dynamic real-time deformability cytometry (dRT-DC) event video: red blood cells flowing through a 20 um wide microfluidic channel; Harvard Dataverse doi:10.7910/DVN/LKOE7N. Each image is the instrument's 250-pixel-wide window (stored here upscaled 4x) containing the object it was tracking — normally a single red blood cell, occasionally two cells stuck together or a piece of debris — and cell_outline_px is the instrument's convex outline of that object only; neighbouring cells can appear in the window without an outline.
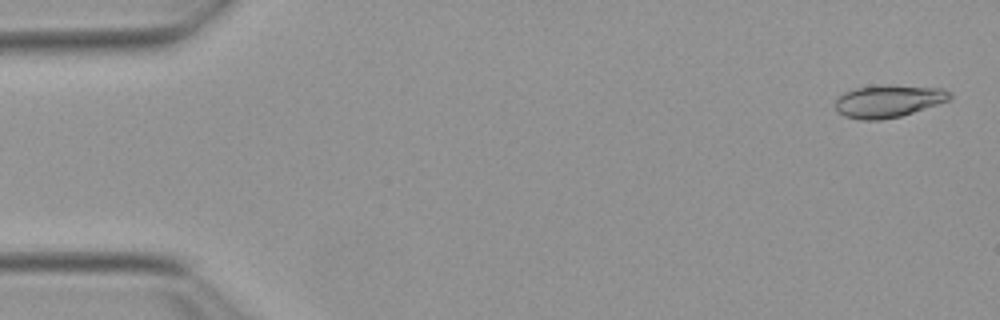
{"species": "Egyptian fruit bat (a non-hibernating species)", "species_latin": "Rousettus aegyptiacus", "temperature_condition": "warm", "stored_images_in_passage": 53, "camera_frame_rate_fps": 3000, "um_per_image_px": 0.085, "animal": {"sex": "female"}, "frame": {"image": 1, "passage_image": 2, "time_ms": 0.333, "image_size_px": [1000, 320], "cell_outline_px": [[952, 96], [948, 100], [900, 116], [880, 120], [860, 120], [844, 116], [836, 112], [836, 100], [844, 92], [856, 88], [880, 84], [888, 84], [944, 88], [952, 92]], "centroid_in_image_um": [75.5, 8.58], "position_along_channel_um": 9.5, "area_um2": 21.79}}
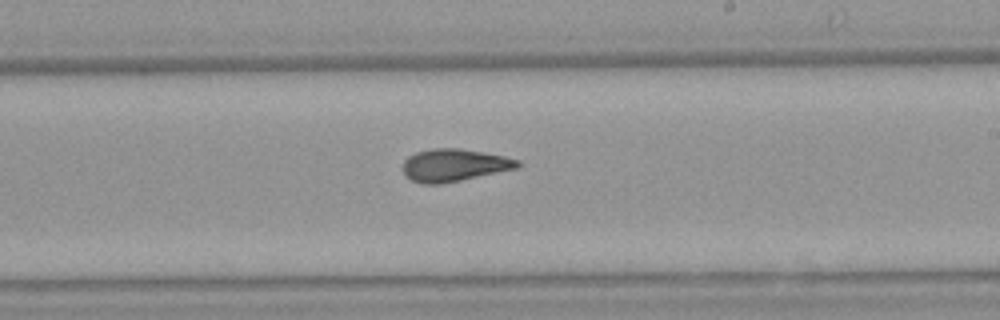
{"frame": {"image": 2, "passage_image": 31, "time_ms": 10.0, "image_size_px": [1000, 320], "cell_outline_px": [[524, 164], [520, 168], [440, 184], [424, 184], [412, 180], [404, 176], [400, 168], [404, 160], [408, 156], [416, 152], [432, 148], [460, 148], [484, 152], [504, 156], [520, 160]], "centroid_in_image_um": [38.6, 14.03], "position_along_channel_um": 250.4, "area_um2": 22.14}}
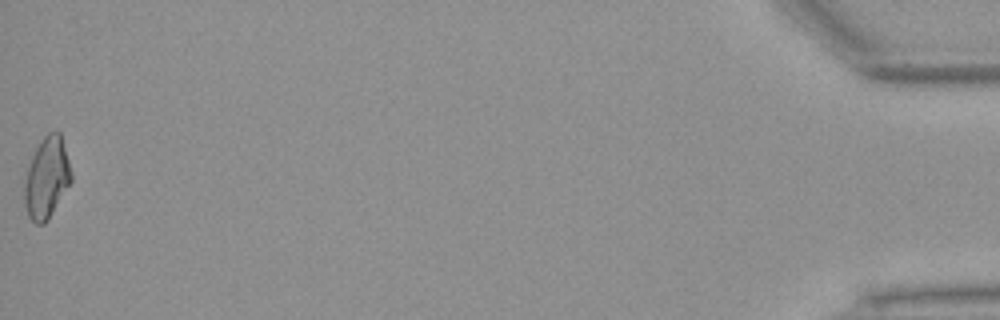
{"frame": {"image": 3, "passage_image": 53, "time_ms": 17.333, "image_size_px": [1000, 320], "cell_outline_px": [[72, 180], [48, 220], [44, 224], [36, 224], [28, 216], [24, 204], [24, 184], [28, 168], [32, 156], [36, 148], [44, 136], [48, 132], [60, 132], [72, 172]], "centroid_in_image_um": [3.97, 15.14], "position_along_channel_um": 431.2, "area_um2": 21.96}, "authors_computed_cell_mechanics": {"area_um2": 21.4438, "velocity_mm_per_s": 3.8627, "shape_relaxation_time_tau1_ms": null, "shape_relaxation_time_tau2_ms": 2.6301, "deformation_change_tau1": null, "deformation_change_tau2": 0.0818}}